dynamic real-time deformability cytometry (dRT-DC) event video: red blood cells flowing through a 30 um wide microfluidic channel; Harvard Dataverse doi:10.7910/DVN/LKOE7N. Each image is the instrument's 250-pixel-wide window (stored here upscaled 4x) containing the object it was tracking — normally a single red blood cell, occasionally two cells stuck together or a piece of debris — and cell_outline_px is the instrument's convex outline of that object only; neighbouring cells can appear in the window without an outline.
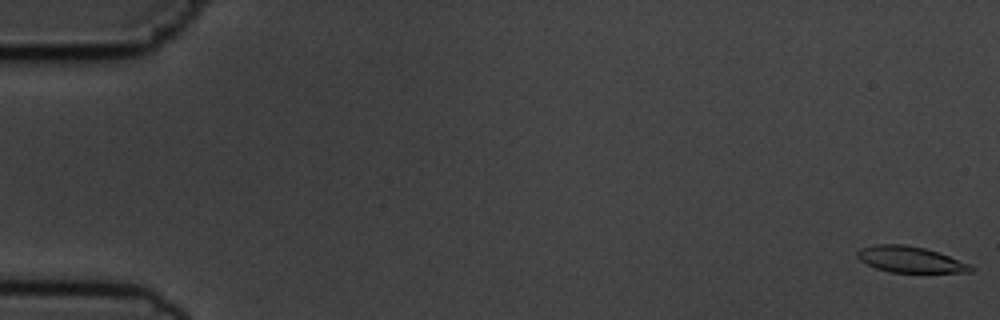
{"species": "common noctule bat (a hibernating species)", "species_latin": "Nyctalus noctula", "temperature_condition": "cold", "stored_images_in_passage": 5, "camera_frame_rate_fps": 3000, "um_per_image_px": 0.085, "animal": {"sex": "male", "body_mass_g": 19.5, "forearm_length_mm": 54.6}, "frame": {"image": 1, "passage_image": 1, "time_ms": 0.0, "image_size_px": [1000, 320], "cell_outline_px": [[976, 268], [972, 272], [888, 272], [876, 268], [860, 260], [856, 256], [856, 252], [860, 248], [876, 244], [904, 244], [924, 248], [972, 264]], "centroid_in_image_um": [77.37, 22.05], "position_along_channel_um": 7.6, "area_um2": 17.22}}
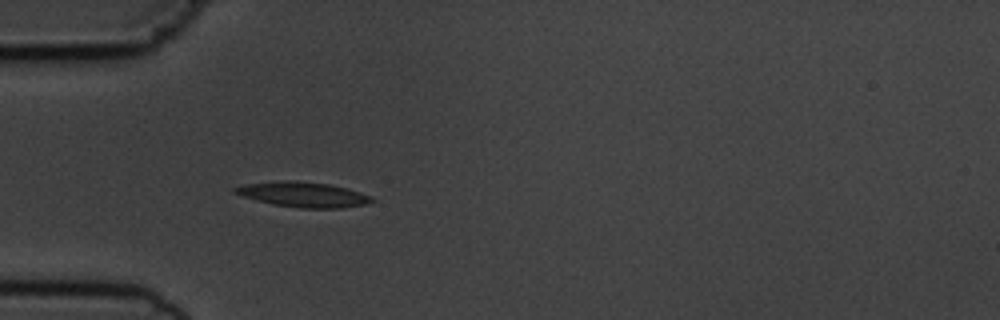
{"frame": {"image": 2, "passage_image": 5, "time_ms": 5.333, "image_size_px": [1000, 320], "cell_outline_px": [[376, 200], [364, 204], [340, 208], [300, 208], [272, 204], [256, 200], [232, 192], [232, 188], [248, 184], [280, 180], [296, 180], [328, 184], [348, 188], [372, 196]], "centroid_in_image_um": [25.78, 16.53], "position_along_channel_um": 59.2, "area_um2": 20.0}}